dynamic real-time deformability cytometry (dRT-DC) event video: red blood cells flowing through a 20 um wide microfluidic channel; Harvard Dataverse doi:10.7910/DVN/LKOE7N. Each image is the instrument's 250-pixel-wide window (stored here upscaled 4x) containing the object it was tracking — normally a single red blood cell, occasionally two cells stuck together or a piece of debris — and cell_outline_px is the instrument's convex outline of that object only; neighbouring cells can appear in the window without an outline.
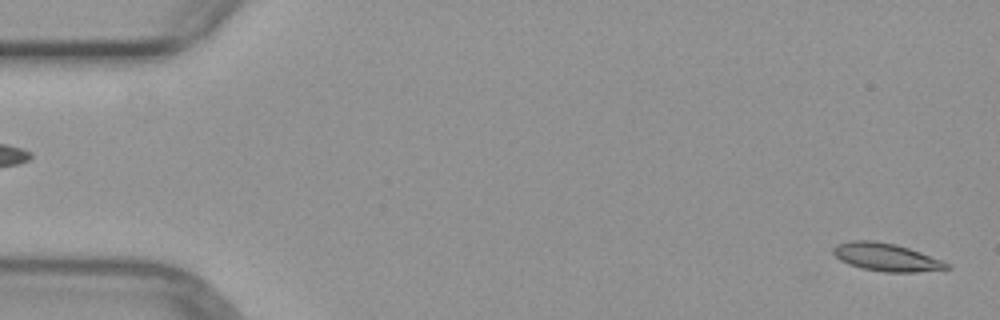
{"species": "common noctule bat (a hibernating species)", "species_latin": "Nyctalus noctula", "temperature_condition": "warm", "stored_images_in_passage": 5, "camera_frame_rate_fps": 3000, "um_per_image_px": 0.085, "animal": {"sex": "female", "body_mass_g": 29.2, "forearm_length_mm": 56.3}, "frame": {"image": 1, "passage_image": 5, "time_ms": 4.667, "image_size_px": [1000, 320], "cell_outline_px": [[952, 268], [916, 272], [884, 272], [860, 268], [848, 264], [840, 260], [832, 252], [832, 248], [836, 244], [848, 240], [872, 240], [896, 244], [920, 252], [940, 260], [948, 264]], "centroid_in_image_um": [75.26, 21.85], "position_along_channel_um": 9.7, "area_um2": 18.44}}